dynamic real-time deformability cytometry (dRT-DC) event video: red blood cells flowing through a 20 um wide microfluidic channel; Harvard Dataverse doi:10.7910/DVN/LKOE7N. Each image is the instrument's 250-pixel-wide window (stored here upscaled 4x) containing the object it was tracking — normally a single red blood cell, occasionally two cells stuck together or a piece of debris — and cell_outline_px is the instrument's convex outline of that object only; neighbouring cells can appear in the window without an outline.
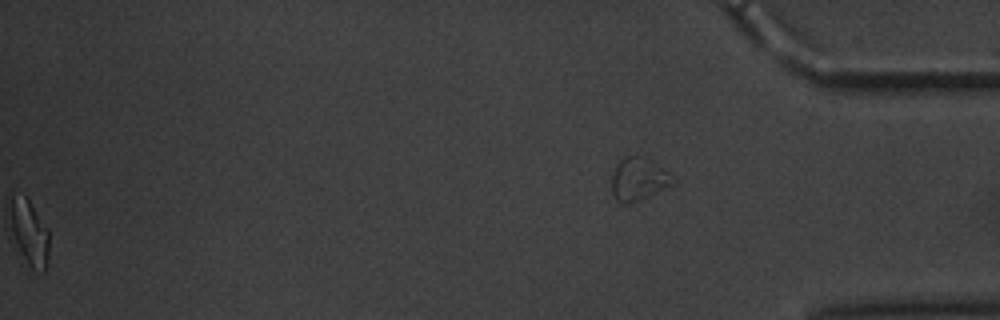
{"species": "common noctule bat (a hibernating species)", "species_latin": "Nyctalus noctula", "temperature_condition": "warm", "stored_images_in_passage": 62, "segment_of_instrument_passage": [2, 2], "camera_frame_rate_fps": 3000, "um_per_image_px": 0.085, "animal": {"sex": "male", "body_mass_g": 20.1, "forearm_length_mm": 53.5}, "frame": {"image": 1, "passage_image": 62, "time_ms": 20.333, "image_size_px": [1000, 320], "cell_outline_px": [[676, 184], [648, 196], [628, 204], [624, 204], [616, 200], [612, 192], [612, 176], [620, 160], [624, 156], [640, 156], [668, 172], [672, 176]], "centroid_in_image_um": [54.27, 15.26], "position_along_channel_um": 380.9, "area_um2": 14.85}}